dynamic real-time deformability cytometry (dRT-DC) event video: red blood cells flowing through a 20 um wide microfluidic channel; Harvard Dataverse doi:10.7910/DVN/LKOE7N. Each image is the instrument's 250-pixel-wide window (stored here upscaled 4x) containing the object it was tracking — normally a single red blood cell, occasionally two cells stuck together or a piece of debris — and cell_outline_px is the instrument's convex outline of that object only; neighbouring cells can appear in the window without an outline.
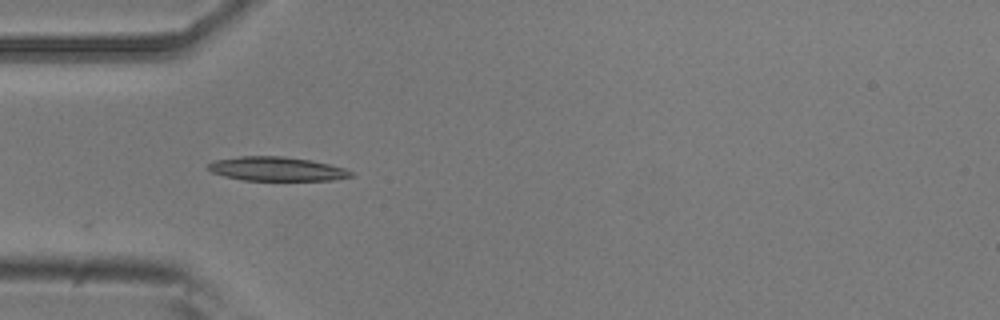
{"species": "common noctule bat (a hibernating species)", "species_latin": "Nyctalus noctula", "temperature_condition": "room temperature", "stored_images_in_passage": 7, "camera_frame_rate_fps": 3000, "um_per_image_px": 0.085, "animal": {"sex": "male", "body_mass_g": 20.5, "forearm_length_mm": 52.5}, "frame": {"image": 1, "passage_image": 5, "time_ms": 1.333, "image_size_px": [1000, 320], "cell_outline_px": [[352, 176], [332, 180], [244, 180], [224, 176], [212, 172], [208, 168], [208, 164], [212, 160], [240, 156], [284, 156], [312, 160], [344, 168], [352, 172]], "centroid_in_image_um": [23.48, 14.35], "position_along_channel_um": 61.5, "area_um2": 19.94}}
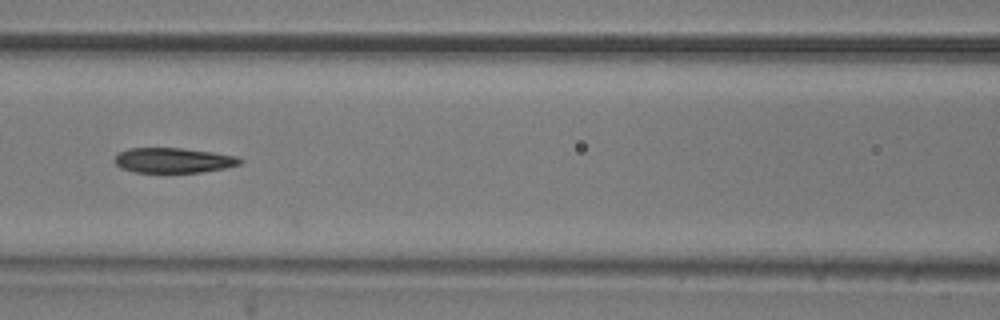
{"frame": {"image": 2, "passage_image": 7, "time_ms": 2.0, "image_size_px": [1000, 320], "cell_outline_px": [[244, 160], [240, 164], [224, 168], [200, 172], [132, 172], [120, 168], [112, 160], [116, 152], [128, 148], [184, 148], [212, 152], [236, 156]], "centroid_in_image_um": [14.66, 13.62], "position_along_channel_um": 151.9, "area_um2": 18.5}}